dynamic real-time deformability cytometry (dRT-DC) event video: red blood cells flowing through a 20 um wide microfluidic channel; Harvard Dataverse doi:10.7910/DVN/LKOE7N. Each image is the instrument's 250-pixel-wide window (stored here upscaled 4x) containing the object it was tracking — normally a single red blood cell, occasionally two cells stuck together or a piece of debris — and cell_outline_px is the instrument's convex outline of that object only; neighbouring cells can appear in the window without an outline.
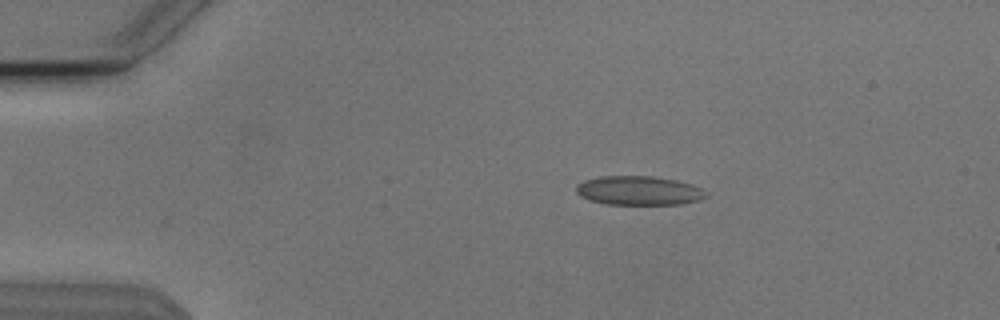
{"species": "Egyptian fruit bat (a non-hibernating species)", "species_latin": "Rousettus aegyptiacus", "temperature_condition": "cold", "stored_images_in_passage": 39, "camera_frame_rate_fps": 3000, "um_per_image_px": 0.085, "animal": {"sex": "male"}, "frame": {"image": 1, "passage_image": 7, "time_ms": 2.0, "image_size_px": [1000, 320], "cell_outline_px": [[708, 196], [700, 200], [680, 204], [608, 204], [592, 200], [580, 196], [576, 192], [576, 184], [584, 180], [600, 176], [652, 176], [676, 180], [692, 184], [708, 192]], "centroid_in_image_um": [54.32, 16.19], "position_along_channel_um": 30.7, "area_um2": 22.02}}
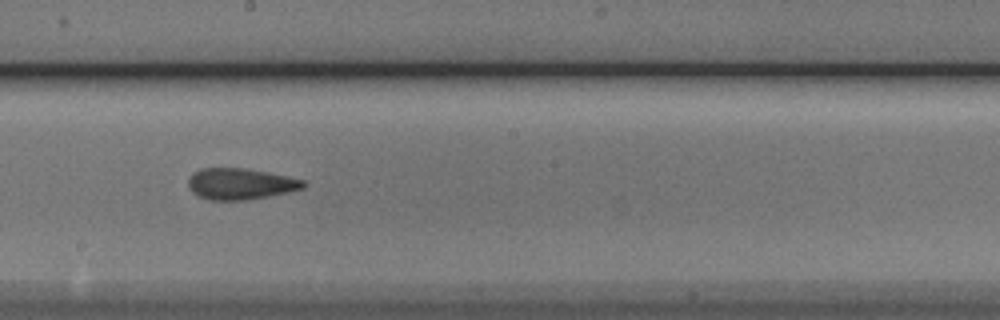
{"frame": {"image": 2, "passage_image": 27, "time_ms": 8.667, "image_size_px": [1000, 320], "cell_outline_px": [[308, 184], [304, 188], [288, 192], [248, 200], [208, 200], [192, 192], [188, 184], [188, 180], [192, 172], [200, 168], [244, 168], [304, 180]], "centroid_in_image_um": [20.41, 15.63], "position_along_channel_um": 227.8, "area_um2": 20.87}}
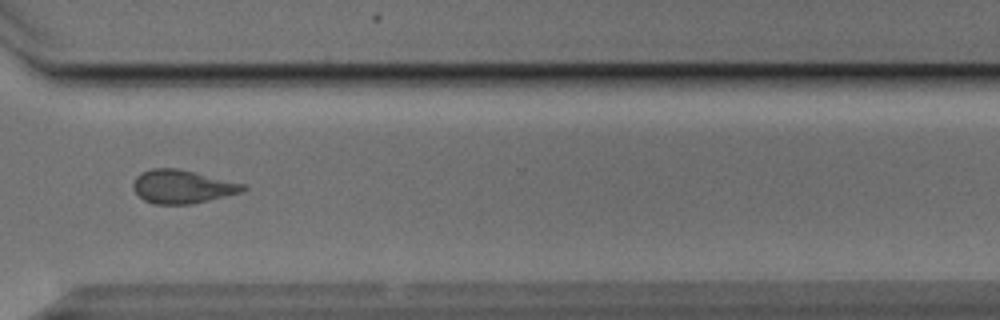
{"frame": {"image": 3, "passage_image": 37, "time_ms": 12.0, "image_size_px": [1000, 320], "cell_outline_px": [[248, 188], [244, 192], [208, 200], [188, 204], [152, 204], [144, 200], [132, 188], [132, 184], [136, 176], [152, 168], [176, 168], [244, 184]], "centroid_in_image_um": [15.48, 15.87], "position_along_channel_um": 355.1, "area_um2": 21.15}, "authors_computed_cell_mechanics": {"area_um2": 21.1548, "velocity_mm_per_s": 3.8184, "shape_relaxation_time_tau1_ms": 5.5817, "shape_relaxation_time_tau2_ms": 1.9431, "deformation_change_tau1": 0.1245, "deformation_change_tau2": 0.0778}}